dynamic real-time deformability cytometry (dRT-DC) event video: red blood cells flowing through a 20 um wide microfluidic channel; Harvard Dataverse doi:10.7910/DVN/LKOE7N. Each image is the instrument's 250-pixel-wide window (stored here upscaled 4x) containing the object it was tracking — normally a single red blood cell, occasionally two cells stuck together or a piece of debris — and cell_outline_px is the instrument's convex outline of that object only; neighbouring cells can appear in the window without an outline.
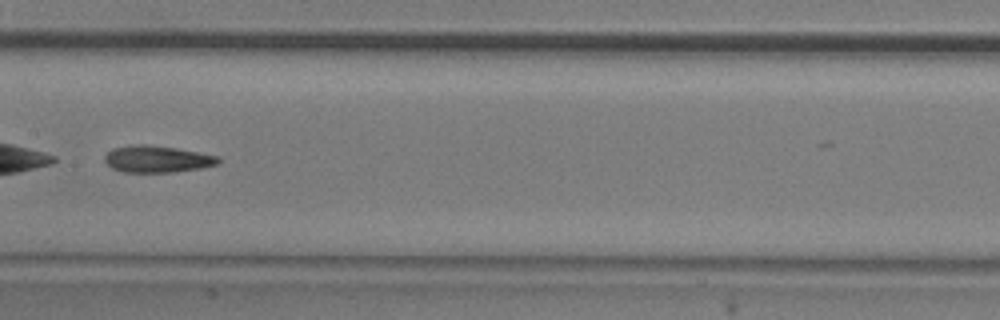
{"species": "common noctule bat (a hibernating species)", "species_latin": "Nyctalus noctula", "temperature_condition": "room temperature", "stored_images_in_passage": 34, "camera_frame_rate_fps": 3000, "um_per_image_px": 0.085, "animal": {"sex": "male", "body_mass_g": 20.5, "forearm_length_mm": 52.5}, "frame": {"image": 1, "passage_image": 15, "time_ms": 4.667, "image_size_px": [1000, 320], "cell_outline_px": [[220, 160], [216, 164], [200, 168], [172, 172], [124, 172], [112, 168], [104, 160], [104, 156], [112, 148], [136, 144], [148, 144], [176, 148], [216, 156]], "centroid_in_image_um": [13.29, 13.51], "position_along_channel_um": 194.1, "area_um2": 17.51}, "authors_computed_cell_mechanics": {"area_um2": 17.5134, "velocity_mm_per_s": 3.8596, "shape_relaxation_time_tau1_ms": 8.0442, "shape_relaxation_time_tau2_ms": 9.2125, "deformation_change_tau1": 0.1688, "deformation_change_tau2": 0.2179}}